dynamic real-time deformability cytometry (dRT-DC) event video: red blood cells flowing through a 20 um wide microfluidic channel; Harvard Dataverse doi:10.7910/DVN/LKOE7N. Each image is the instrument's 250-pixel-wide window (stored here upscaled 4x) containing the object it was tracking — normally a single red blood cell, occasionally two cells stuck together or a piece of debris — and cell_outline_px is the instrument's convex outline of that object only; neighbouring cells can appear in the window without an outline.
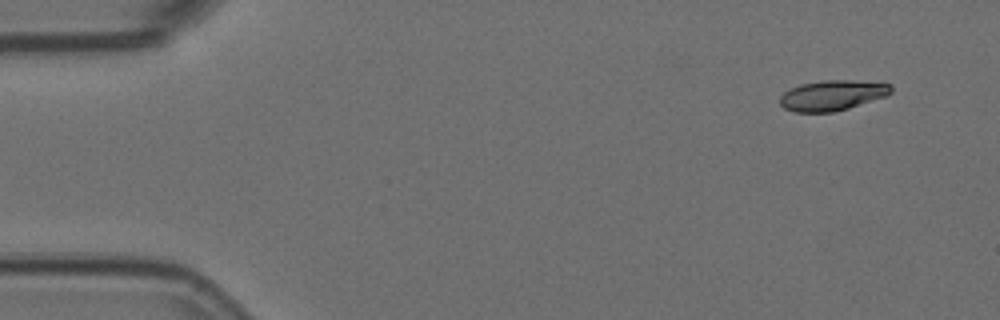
{"species": "Egyptian fruit bat (a non-hibernating species)", "species_latin": "Rousettus aegyptiacus", "temperature_condition": "room temperature", "stored_images_in_passage": 3, "camera_frame_rate_fps": 3000, "um_per_image_px": 0.085, "animal": {"sex": "female"}, "frame": {"image": 1, "passage_image": 1, "time_ms": 0.0, "image_size_px": [1000, 320], "cell_outline_px": [[892, 92], [888, 96], [848, 108], [832, 112], [796, 112], [784, 108], [780, 104], [780, 96], [784, 92], [800, 84], [824, 80], [852, 80], [892, 84]], "centroid_in_image_um": [70.77, 8.1], "position_along_channel_um": 14.2, "area_um2": 19.65}}
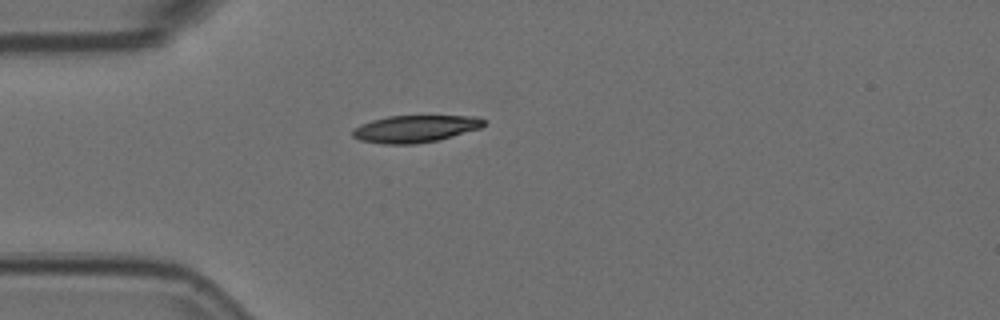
{"frame": {"image": 2, "passage_image": 3, "time_ms": 0.667, "image_size_px": [1000, 320], "cell_outline_px": [[488, 124], [480, 128], [452, 136], [436, 140], [416, 144], [384, 144], [360, 140], [352, 136], [352, 128], [360, 124], [372, 120], [388, 116], [476, 116], [488, 120]], "centroid_in_image_um": [35.3, 10.94], "position_along_channel_um": 49.7, "area_um2": 20.87}}